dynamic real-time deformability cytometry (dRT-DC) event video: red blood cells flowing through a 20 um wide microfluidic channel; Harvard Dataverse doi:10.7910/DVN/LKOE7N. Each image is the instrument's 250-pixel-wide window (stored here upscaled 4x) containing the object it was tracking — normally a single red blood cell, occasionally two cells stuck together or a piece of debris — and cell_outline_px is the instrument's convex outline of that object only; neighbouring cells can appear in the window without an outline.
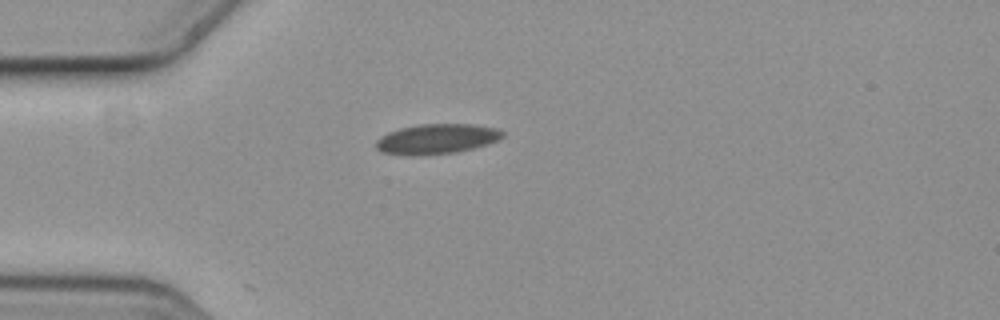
{"species": "common noctule bat (a hibernating species)", "species_latin": "Nyctalus noctula", "temperature_condition": "cold", "stored_images_in_passage": 1, "camera_frame_rate_fps": 3000, "um_per_image_px": 0.085, "animal": {"sex": "female", "body_mass_g": 19.3, "forearm_length_mm": 54.1}, "frame": {"image": 1, "passage_image": 1, "time_ms": 0.0, "image_size_px": [1000, 320], "cell_outline_px": [[504, 136], [500, 140], [476, 148], [456, 152], [420, 156], [408, 156], [380, 152], [376, 148], [376, 140], [380, 136], [388, 132], [400, 128], [420, 124], [472, 124], [496, 128], [504, 132]], "centroid_in_image_um": [37.12, 11.82], "position_along_channel_um": 47.9, "area_um2": 22.54}}